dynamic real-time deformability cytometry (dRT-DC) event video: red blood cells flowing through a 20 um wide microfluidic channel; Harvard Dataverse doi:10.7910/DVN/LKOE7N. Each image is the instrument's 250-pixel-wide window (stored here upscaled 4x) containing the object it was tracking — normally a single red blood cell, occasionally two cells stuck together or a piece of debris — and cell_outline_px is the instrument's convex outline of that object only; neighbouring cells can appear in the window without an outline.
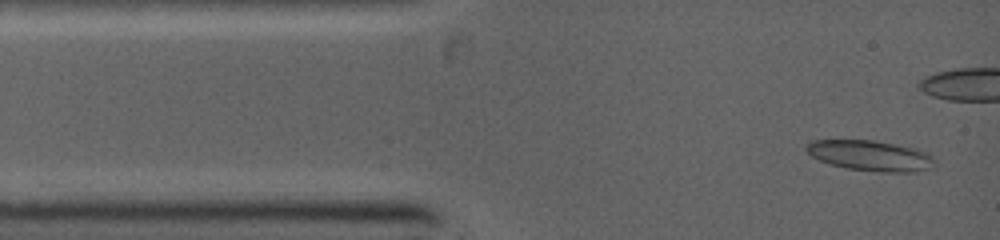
{"species": "common noctule bat (a hibernating species)", "species_latin": "Nyctalus noctula", "temperature_condition": "warm", "stored_images_in_passage": 24, "camera_frame_rate_fps": 5000, "um_per_image_px": 0.085, "animal": {"sex": "female", "body_mass_g": 19.0, "forearm_length_mm": 53.3}, "frame": {"image": 1, "passage_image": 1, "time_ms": 0.0, "image_size_px": [1000, 240], "cell_outline_px": [[936, 168], [912, 172], [884, 172], [848, 168], [832, 164], [820, 160], [812, 156], [804, 148], [812, 140], [872, 140], [916, 148], [928, 152], [936, 160]], "centroid_in_image_um": [74.07, 13.23], "position_along_channel_um": 10.9, "area_um2": 22.83}}